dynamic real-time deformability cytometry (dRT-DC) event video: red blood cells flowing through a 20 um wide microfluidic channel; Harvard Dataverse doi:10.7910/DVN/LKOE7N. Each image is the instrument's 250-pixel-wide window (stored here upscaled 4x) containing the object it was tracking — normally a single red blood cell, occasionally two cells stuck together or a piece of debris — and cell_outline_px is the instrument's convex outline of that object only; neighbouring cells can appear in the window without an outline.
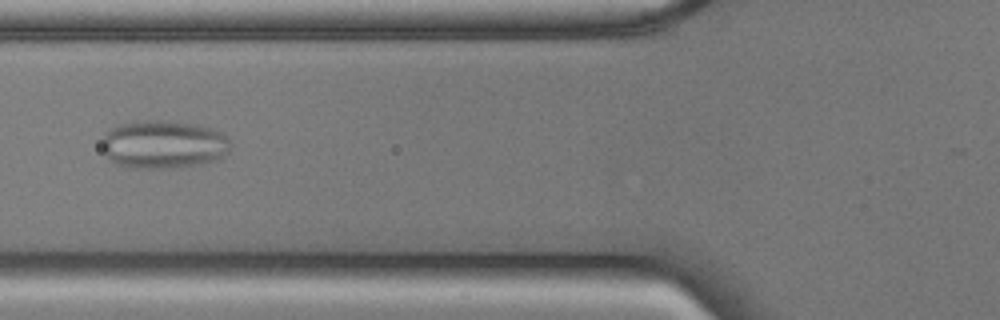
{"species": "common noctule bat (a hibernating species)", "species_latin": "Nyctalus noctula", "temperature_condition": "cold", "stored_images_in_passage": 39, "camera_frame_rate_fps": 3000, "um_per_image_px": 0.085, "animal": {"sex": "male", "body_mass_g": 17.9, "forearm_length_mm": 54.2}, "frame": {"image": 1, "passage_image": 5, "time_ms": 1.333, "image_size_px": [1000, 320], "cell_outline_px": [[228, 152], [220, 160], [204, 164], [176, 168], [128, 168], [116, 164], [108, 160], [104, 152], [100, 140], [112, 128], [120, 124], [132, 120], [160, 120], [196, 124], [212, 128], [220, 132], [228, 140]], "centroid_in_image_um": [13.87, 12.29], "position_along_channel_um": 111.9, "area_um2": 36.65}}
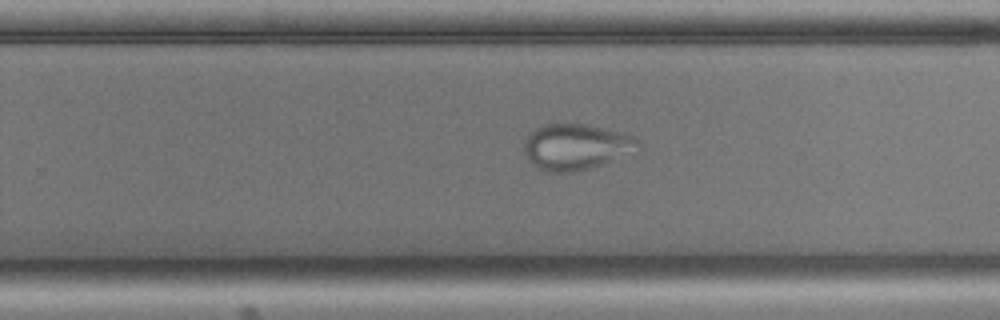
{"frame": {"image": 2, "passage_image": 19, "time_ms": 6.0, "image_size_px": [1000, 320], "cell_outline_px": [[640, 144], [612, 160], [592, 168], [572, 172], [544, 172], [532, 164], [528, 160], [524, 152], [524, 140], [528, 132], [540, 124], [588, 124], [624, 132], [636, 136]], "centroid_in_image_um": [48.87, 12.46], "position_along_channel_um": 280.9, "area_um2": 30.58}}
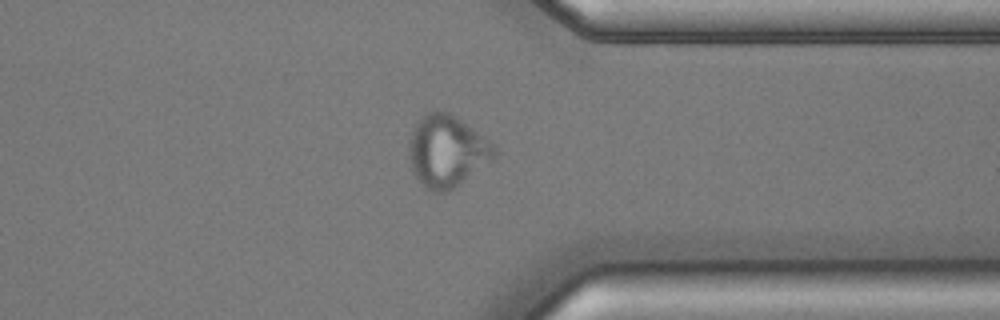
{"frame": {"image": 3, "passage_image": 27, "time_ms": 8.667, "image_size_px": [1000, 320], "cell_outline_px": [[496, 156], [448, 192], [432, 192], [424, 188], [412, 172], [408, 156], [408, 140], [416, 124], [424, 112], [440, 108], [456, 116], [484, 136], [496, 148]], "centroid_in_image_um": [37.93, 12.82], "position_along_channel_um": 373.5, "area_um2": 35.95}}